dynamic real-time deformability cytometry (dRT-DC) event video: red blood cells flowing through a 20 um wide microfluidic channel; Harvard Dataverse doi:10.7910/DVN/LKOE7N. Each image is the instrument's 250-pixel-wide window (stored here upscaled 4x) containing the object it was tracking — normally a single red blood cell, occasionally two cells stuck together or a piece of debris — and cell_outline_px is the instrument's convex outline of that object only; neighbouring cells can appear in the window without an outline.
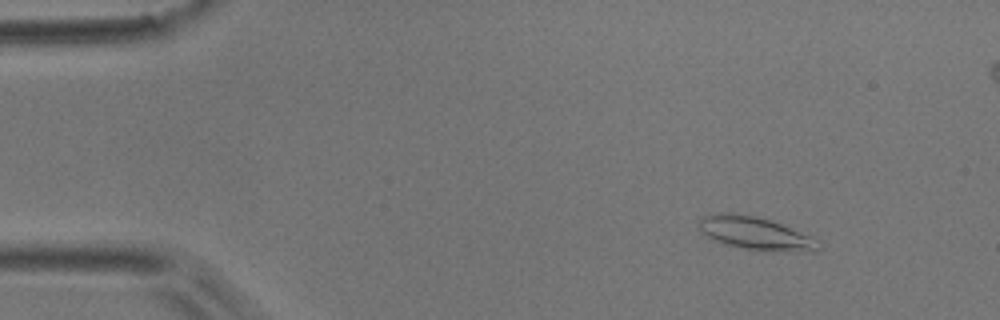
{"species": "common noctule bat (a hibernating species)", "species_latin": "Nyctalus noctula", "temperature_condition": "room temperature", "stored_images_in_passage": 28, "camera_frame_rate_fps": 3000, "um_per_image_px": 0.085, "animal": {"sex": "male", "body_mass_g": 17.9}, "frame": {"image": 1, "passage_image": 7, "time_ms": 2.0, "image_size_px": [1000, 320], "cell_outline_px": [[824, 244], [816, 252], [776, 252], [744, 248], [724, 244], [712, 240], [700, 232], [700, 220], [704, 216], [724, 212], [732, 212], [756, 216], [772, 220], [812, 236]], "centroid_in_image_um": [64.3, 19.85], "position_along_channel_um": 20.7, "area_um2": 23.47}}
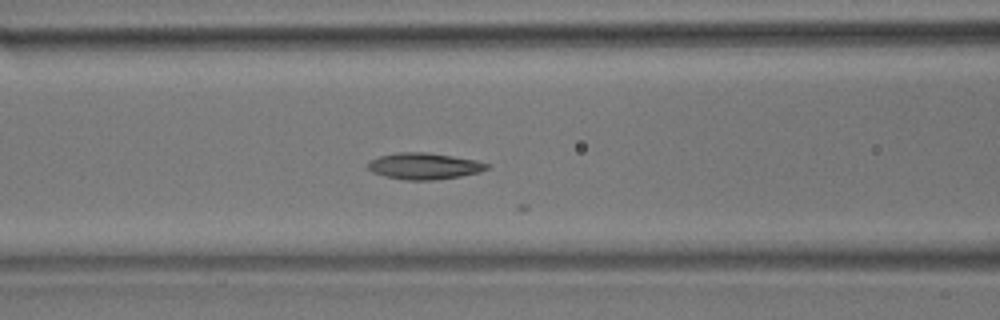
{"frame": {"image": 2, "passage_image": 22, "time_ms": 7.0, "image_size_px": [1000, 320], "cell_outline_px": [[492, 164], [488, 168], [480, 172], [460, 176], [432, 180], [404, 180], [384, 176], [372, 172], [368, 168], [368, 160], [380, 156], [396, 152], [428, 152], [476, 160]], "centroid_in_image_um": [36.05, 14.11], "position_along_channel_um": 130.5, "area_um2": 18.44}}
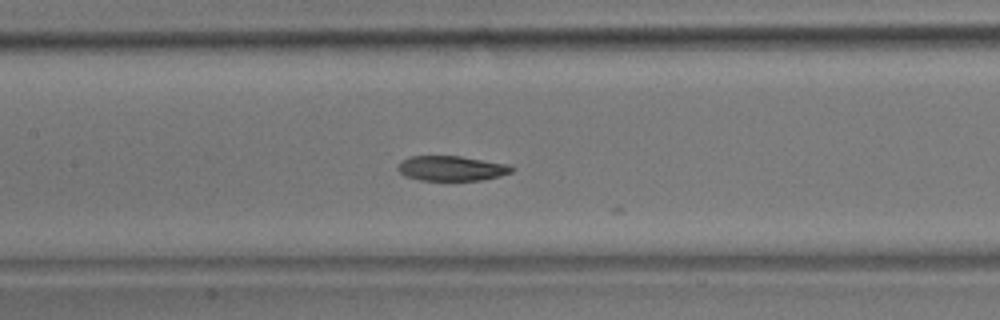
{"frame": {"image": 3, "passage_image": 25, "time_ms": 8.0, "image_size_px": [1000, 320], "cell_outline_px": [[516, 168], [512, 172], [500, 176], [484, 180], [420, 180], [404, 176], [396, 168], [400, 160], [408, 156], [460, 156], [512, 164]], "centroid_in_image_um": [38.41, 14.3], "position_along_channel_um": 169.0, "area_um2": 16.94}}